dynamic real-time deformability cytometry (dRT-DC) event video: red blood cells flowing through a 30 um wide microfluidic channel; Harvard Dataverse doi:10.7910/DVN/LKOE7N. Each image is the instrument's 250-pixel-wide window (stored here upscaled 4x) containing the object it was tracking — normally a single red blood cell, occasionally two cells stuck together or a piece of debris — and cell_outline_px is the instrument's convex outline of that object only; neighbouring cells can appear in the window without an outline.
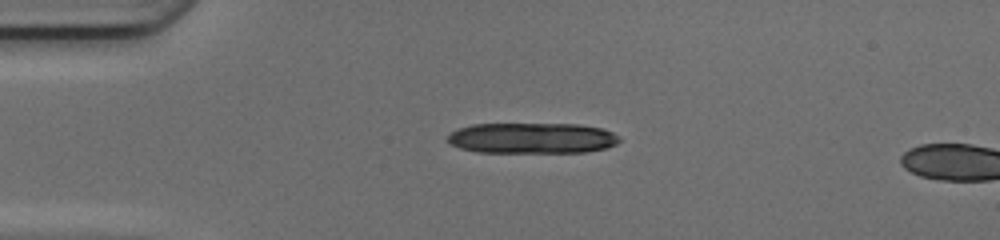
{"species": "common noctule bat (a hibernating species)", "species_latin": "Nyctalus noctula", "temperature_condition": "cold", "stored_images_in_passage": 4, "camera_frame_rate_fps": 3000, "um_per_image_px": 0.085, "animal": {"sex": "female", "body_mass_g": 17.0, "forearm_length_mm": 48.0}, "frame": {"image": 1, "passage_image": 1, "time_ms": 0.0, "image_size_px": [1000, 240], "cell_outline_px": [[620, 140], [616, 144], [608, 148], [584, 152], [476, 152], [460, 148], [444, 140], [448, 132], [472, 124], [580, 124], [604, 128], [620, 136]], "centroid_in_image_um": [45.22, 11.73], "position_along_channel_um": 39.8, "area_um2": 31.15}}